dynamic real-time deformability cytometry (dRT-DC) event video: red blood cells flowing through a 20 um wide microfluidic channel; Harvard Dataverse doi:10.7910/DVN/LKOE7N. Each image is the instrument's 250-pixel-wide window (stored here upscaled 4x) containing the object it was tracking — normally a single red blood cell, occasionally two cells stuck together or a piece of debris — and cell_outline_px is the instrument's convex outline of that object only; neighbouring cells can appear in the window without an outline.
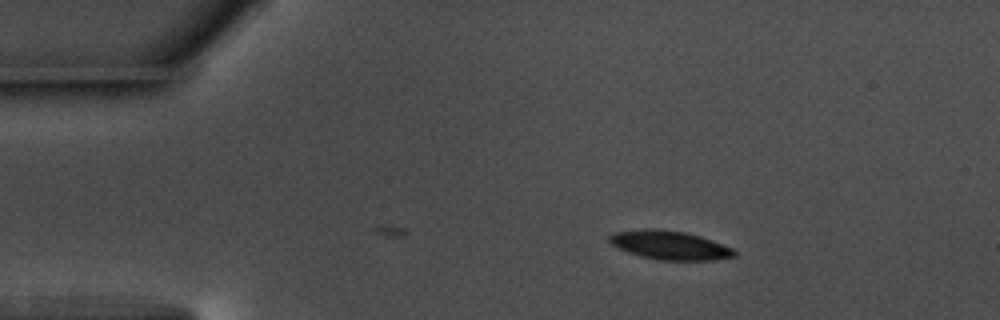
{"species": "common noctule bat (a hibernating species)", "species_latin": "Nyctalus noctula", "temperature_condition": "warm", "stored_images_in_passage": 43, "camera_frame_rate_fps": 3000, "um_per_image_px": 0.085, "animal": {"sex": "male", "body_mass_g": 17.5, "forearm_length_mm": 52.3}, "frame": {"image": 1, "passage_image": 1, "time_ms": 0.0, "image_size_px": [1000, 320], "cell_outline_px": [[736, 256], [712, 260], [660, 260], [640, 256], [628, 252], [612, 244], [608, 240], [608, 236], [616, 232], [644, 228], [656, 228], [684, 232], [700, 236], [712, 240], [732, 248], [736, 252]], "centroid_in_image_um": [56.92, 20.83], "position_along_channel_um": 28.1, "area_um2": 20.87}}
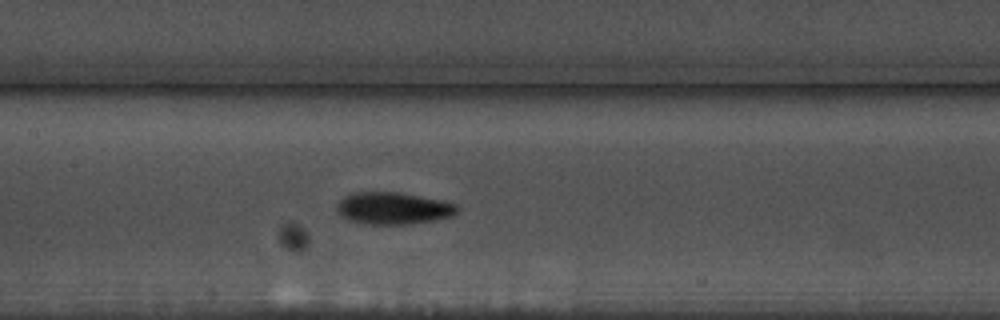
{"frame": {"image": 2, "passage_image": 18, "time_ms": 5.667, "image_size_px": [1000, 320], "cell_outline_px": [[460, 208], [452, 216], [436, 220], [412, 224], [364, 224], [348, 220], [340, 216], [336, 212], [336, 204], [344, 196], [352, 192], [400, 192], [440, 200], [456, 204]], "centroid_in_image_um": [33.38, 17.71], "position_along_channel_um": 174.0, "area_um2": 22.77}}
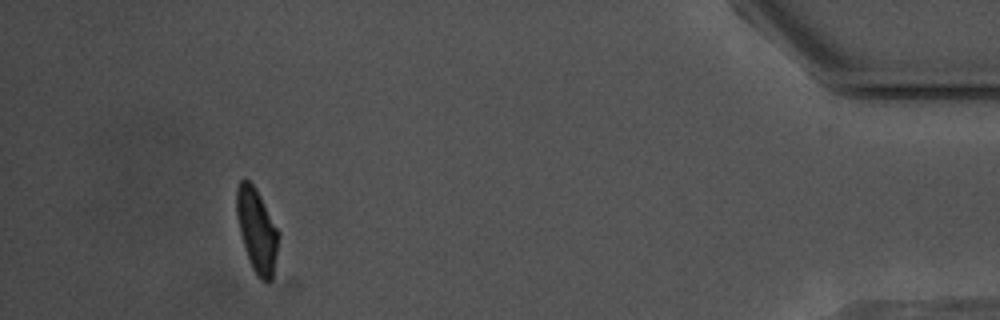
{"frame": {"image": 3, "passage_image": 43, "time_ms": 14.0, "image_size_px": [1000, 320], "cell_outline_px": [[276, 252], [272, 280], [268, 284], [260, 280], [256, 276], [252, 268], [240, 232], [236, 216], [236, 188], [240, 180], [248, 180], [256, 188], [276, 228]], "centroid_in_image_um": [21.79, 19.59], "position_along_channel_um": 413.4, "area_um2": 19.77}, "authors_computed_cell_mechanics": {"area_um2": 21.097, "velocity_mm_per_s": 3.6467, "shape_relaxation_time_tau1_ms": 2.6421, "shape_relaxation_time_tau2_ms": 6.5835, "deformation_change_tau1": 0.1204, "deformation_change_tau2": 0.1095}}